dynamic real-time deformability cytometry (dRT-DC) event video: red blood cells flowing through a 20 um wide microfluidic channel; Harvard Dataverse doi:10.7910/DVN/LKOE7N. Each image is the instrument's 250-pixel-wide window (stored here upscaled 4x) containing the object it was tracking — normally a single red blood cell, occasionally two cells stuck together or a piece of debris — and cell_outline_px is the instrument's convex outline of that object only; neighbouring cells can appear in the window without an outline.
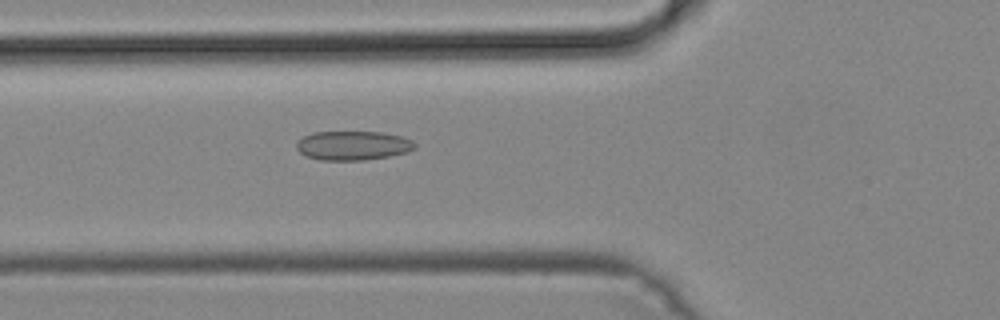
{"species": "common noctule bat (a hibernating species)", "species_latin": "Nyctalus noctula", "temperature_condition": "cold", "stored_images_in_passage": 38, "camera_frame_rate_fps": 3000, "um_per_image_px": 0.085, "animal": {"sex": "male", "body_mass_g": 19.2, "forearm_length_mm": 51.8}, "frame": {"image": 1, "passage_image": 7, "time_ms": 2.0, "image_size_px": [1000, 320], "cell_outline_px": [[416, 148], [408, 152], [388, 156], [364, 160], [320, 160], [304, 156], [296, 148], [296, 144], [304, 136], [312, 132], [380, 132], [400, 136], [412, 140], [416, 144]], "centroid_in_image_um": [29.99, 12.37], "position_along_channel_um": 95.8, "area_um2": 20.11}}
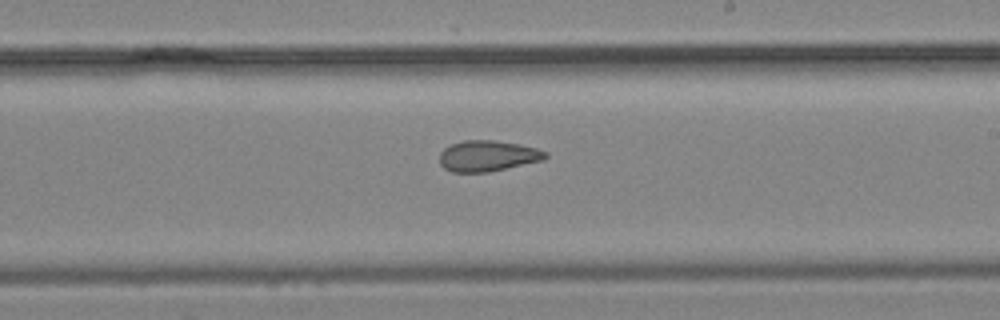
{"frame": {"image": 2, "passage_image": 18, "time_ms": 5.667, "image_size_px": [1000, 320], "cell_outline_px": [[548, 156], [544, 160], [488, 172], [452, 172], [444, 168], [440, 164], [440, 152], [444, 148], [452, 144], [464, 140], [492, 140], [520, 144], [536, 148], [548, 152]], "centroid_in_image_um": [41.47, 13.25], "position_along_channel_um": 247.5, "area_um2": 19.07}}
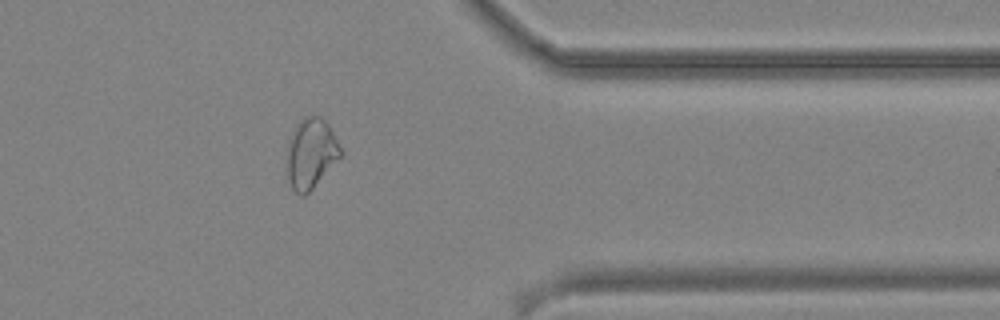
{"frame": {"image": 3, "passage_image": 29, "time_ms": 9.333, "image_size_px": [1000, 320], "cell_outline_px": [[344, 152], [312, 188], [304, 196], [300, 196], [292, 188], [288, 176], [284, 152], [288, 140], [296, 124], [304, 116], [320, 116], [328, 124]], "centroid_in_image_um": [26.39, 13.01], "position_along_channel_um": 385.0, "area_um2": 22.08}}